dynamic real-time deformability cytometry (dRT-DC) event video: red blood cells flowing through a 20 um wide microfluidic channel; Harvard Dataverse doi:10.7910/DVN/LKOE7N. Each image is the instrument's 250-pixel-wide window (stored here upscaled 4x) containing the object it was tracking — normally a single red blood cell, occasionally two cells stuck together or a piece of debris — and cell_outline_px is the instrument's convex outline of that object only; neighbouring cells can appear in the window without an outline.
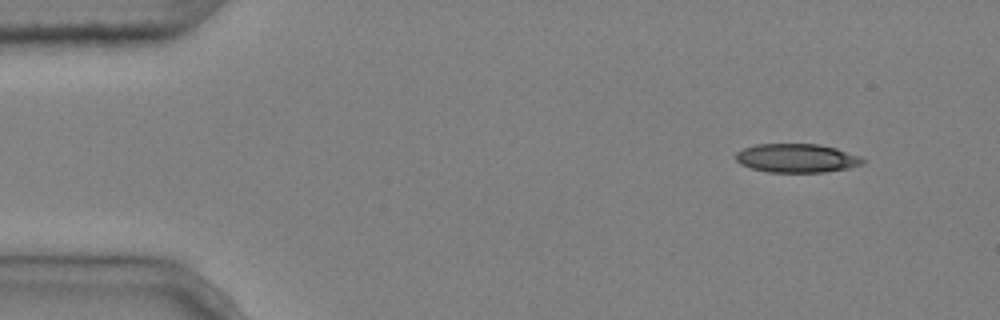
{"species": "common noctule bat (a hibernating species)", "species_latin": "Nyctalus noctula", "temperature_condition": "cold", "stored_images_in_passage": 6, "segment_of_instrument_passage": [2, 2], "camera_frame_rate_fps": 3000, "um_per_image_px": 0.085, "animal": {"sex": "male", "body_mass_g": 20.4}, "frame": {"image": 1, "passage_image": 6, "time_ms": 1.667, "image_size_px": [1000, 320], "cell_outline_px": [[864, 164], [848, 168], [824, 172], [768, 172], [752, 168], [740, 164], [736, 160], [736, 152], [744, 148], [756, 144], [820, 144], [836, 148], [860, 156], [864, 160]], "centroid_in_image_um": [67.73, 13.44], "position_along_channel_um": 17.3, "area_um2": 21.27}}